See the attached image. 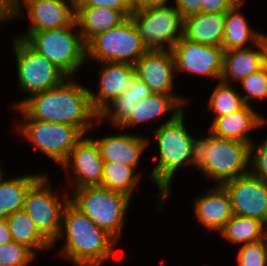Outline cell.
<instances>
[{
  "instance_id": "obj_1",
  "label": "cell",
  "mask_w": 267,
  "mask_h": 266,
  "mask_svg": "<svg viewBox=\"0 0 267 266\" xmlns=\"http://www.w3.org/2000/svg\"><path fill=\"white\" fill-rule=\"evenodd\" d=\"M13 109L21 114V119L73 125L84 135L103 123H99V114L91 104L89 87L73 80V77H68L57 87L31 95Z\"/></svg>"
},
{
  "instance_id": "obj_2",
  "label": "cell",
  "mask_w": 267,
  "mask_h": 266,
  "mask_svg": "<svg viewBox=\"0 0 267 266\" xmlns=\"http://www.w3.org/2000/svg\"><path fill=\"white\" fill-rule=\"evenodd\" d=\"M63 237L65 241L58 251L59 256L66 261L71 260L75 266H101L121 254L114 247L117 241L70 201L64 209L61 230L52 249Z\"/></svg>"
},
{
  "instance_id": "obj_3",
  "label": "cell",
  "mask_w": 267,
  "mask_h": 266,
  "mask_svg": "<svg viewBox=\"0 0 267 266\" xmlns=\"http://www.w3.org/2000/svg\"><path fill=\"white\" fill-rule=\"evenodd\" d=\"M186 108L181 112H172L169 119L161 122L155 128L158 158L156 166L149 172V178L154 180L158 187V208L161 210L170 193L173 177L181 167L190 166L192 142L194 135L189 133L185 124Z\"/></svg>"
},
{
  "instance_id": "obj_4",
  "label": "cell",
  "mask_w": 267,
  "mask_h": 266,
  "mask_svg": "<svg viewBox=\"0 0 267 266\" xmlns=\"http://www.w3.org/2000/svg\"><path fill=\"white\" fill-rule=\"evenodd\" d=\"M190 166L222 185L250 172V145L208 132L206 137L193 139Z\"/></svg>"
},
{
  "instance_id": "obj_5",
  "label": "cell",
  "mask_w": 267,
  "mask_h": 266,
  "mask_svg": "<svg viewBox=\"0 0 267 266\" xmlns=\"http://www.w3.org/2000/svg\"><path fill=\"white\" fill-rule=\"evenodd\" d=\"M70 202L84 213L97 227L116 241L122 236L130 197L102 186H87L69 191Z\"/></svg>"
},
{
  "instance_id": "obj_6",
  "label": "cell",
  "mask_w": 267,
  "mask_h": 266,
  "mask_svg": "<svg viewBox=\"0 0 267 266\" xmlns=\"http://www.w3.org/2000/svg\"><path fill=\"white\" fill-rule=\"evenodd\" d=\"M25 41L67 77L74 78L88 62L86 44L76 22L71 26L33 32Z\"/></svg>"
},
{
  "instance_id": "obj_7",
  "label": "cell",
  "mask_w": 267,
  "mask_h": 266,
  "mask_svg": "<svg viewBox=\"0 0 267 266\" xmlns=\"http://www.w3.org/2000/svg\"><path fill=\"white\" fill-rule=\"evenodd\" d=\"M20 91L28 97L20 99L13 105L19 107L27 98L57 87L68 77L54 66L45 56L35 51L25 40L14 37L12 41Z\"/></svg>"
},
{
  "instance_id": "obj_8",
  "label": "cell",
  "mask_w": 267,
  "mask_h": 266,
  "mask_svg": "<svg viewBox=\"0 0 267 266\" xmlns=\"http://www.w3.org/2000/svg\"><path fill=\"white\" fill-rule=\"evenodd\" d=\"M48 173H44L28 189L23 209L35 222L39 232L53 244L60 233L62 217L65 207L70 201L69 189L61 196H57L49 180ZM53 188V189H52Z\"/></svg>"
},
{
  "instance_id": "obj_9",
  "label": "cell",
  "mask_w": 267,
  "mask_h": 266,
  "mask_svg": "<svg viewBox=\"0 0 267 266\" xmlns=\"http://www.w3.org/2000/svg\"><path fill=\"white\" fill-rule=\"evenodd\" d=\"M130 18L147 50H172L183 34V18L175 5L133 9Z\"/></svg>"
},
{
  "instance_id": "obj_10",
  "label": "cell",
  "mask_w": 267,
  "mask_h": 266,
  "mask_svg": "<svg viewBox=\"0 0 267 266\" xmlns=\"http://www.w3.org/2000/svg\"><path fill=\"white\" fill-rule=\"evenodd\" d=\"M147 51L129 17L119 26L94 36L86 44V60L135 64Z\"/></svg>"
},
{
  "instance_id": "obj_11",
  "label": "cell",
  "mask_w": 267,
  "mask_h": 266,
  "mask_svg": "<svg viewBox=\"0 0 267 266\" xmlns=\"http://www.w3.org/2000/svg\"><path fill=\"white\" fill-rule=\"evenodd\" d=\"M23 120V121H22ZM15 125L21 138L61 165L84 134L75 126L36 119H22Z\"/></svg>"
},
{
  "instance_id": "obj_12",
  "label": "cell",
  "mask_w": 267,
  "mask_h": 266,
  "mask_svg": "<svg viewBox=\"0 0 267 266\" xmlns=\"http://www.w3.org/2000/svg\"><path fill=\"white\" fill-rule=\"evenodd\" d=\"M26 9V13L23 11ZM25 13V14H24ZM27 15L29 26L16 37L26 40L33 32L71 26L75 23L72 0H11L10 21Z\"/></svg>"
},
{
  "instance_id": "obj_13",
  "label": "cell",
  "mask_w": 267,
  "mask_h": 266,
  "mask_svg": "<svg viewBox=\"0 0 267 266\" xmlns=\"http://www.w3.org/2000/svg\"><path fill=\"white\" fill-rule=\"evenodd\" d=\"M176 75L188 73L221 79L224 50L221 46H209L185 39L183 36L172 47Z\"/></svg>"
},
{
  "instance_id": "obj_14",
  "label": "cell",
  "mask_w": 267,
  "mask_h": 266,
  "mask_svg": "<svg viewBox=\"0 0 267 266\" xmlns=\"http://www.w3.org/2000/svg\"><path fill=\"white\" fill-rule=\"evenodd\" d=\"M104 161L99 147L92 136L84 135L60 165L65 176H69V187L79 189L87 186H101ZM72 171V172H71Z\"/></svg>"
},
{
  "instance_id": "obj_15",
  "label": "cell",
  "mask_w": 267,
  "mask_h": 266,
  "mask_svg": "<svg viewBox=\"0 0 267 266\" xmlns=\"http://www.w3.org/2000/svg\"><path fill=\"white\" fill-rule=\"evenodd\" d=\"M233 214L255 218L267 226V183L251 172L222 184Z\"/></svg>"
},
{
  "instance_id": "obj_16",
  "label": "cell",
  "mask_w": 267,
  "mask_h": 266,
  "mask_svg": "<svg viewBox=\"0 0 267 266\" xmlns=\"http://www.w3.org/2000/svg\"><path fill=\"white\" fill-rule=\"evenodd\" d=\"M135 75L153 93L174 94L175 62L170 50H148L135 64Z\"/></svg>"
},
{
  "instance_id": "obj_17",
  "label": "cell",
  "mask_w": 267,
  "mask_h": 266,
  "mask_svg": "<svg viewBox=\"0 0 267 266\" xmlns=\"http://www.w3.org/2000/svg\"><path fill=\"white\" fill-rule=\"evenodd\" d=\"M98 91L89 89L93 109L99 114L114 99L122 95L136 76L134 64L120 62L98 63Z\"/></svg>"
},
{
  "instance_id": "obj_18",
  "label": "cell",
  "mask_w": 267,
  "mask_h": 266,
  "mask_svg": "<svg viewBox=\"0 0 267 266\" xmlns=\"http://www.w3.org/2000/svg\"><path fill=\"white\" fill-rule=\"evenodd\" d=\"M92 138L96 141L104 162L113 161L135 170L138 169L141 156L151 141L147 136L128 132Z\"/></svg>"
},
{
  "instance_id": "obj_19",
  "label": "cell",
  "mask_w": 267,
  "mask_h": 266,
  "mask_svg": "<svg viewBox=\"0 0 267 266\" xmlns=\"http://www.w3.org/2000/svg\"><path fill=\"white\" fill-rule=\"evenodd\" d=\"M201 194L193 202L194 217L205 230L219 233L233 216L230 197L222 185Z\"/></svg>"
},
{
  "instance_id": "obj_20",
  "label": "cell",
  "mask_w": 267,
  "mask_h": 266,
  "mask_svg": "<svg viewBox=\"0 0 267 266\" xmlns=\"http://www.w3.org/2000/svg\"><path fill=\"white\" fill-rule=\"evenodd\" d=\"M266 121V117L252 105H245L238 111L217 117L210 123L208 132L221 139H232L251 145L254 141L249 133L266 125Z\"/></svg>"
},
{
  "instance_id": "obj_21",
  "label": "cell",
  "mask_w": 267,
  "mask_h": 266,
  "mask_svg": "<svg viewBox=\"0 0 267 266\" xmlns=\"http://www.w3.org/2000/svg\"><path fill=\"white\" fill-rule=\"evenodd\" d=\"M252 47L224 51L221 81L239 83L264 66L265 36Z\"/></svg>"
},
{
  "instance_id": "obj_22",
  "label": "cell",
  "mask_w": 267,
  "mask_h": 266,
  "mask_svg": "<svg viewBox=\"0 0 267 266\" xmlns=\"http://www.w3.org/2000/svg\"><path fill=\"white\" fill-rule=\"evenodd\" d=\"M226 13H197L183 19L182 36L190 41L221 46L224 37Z\"/></svg>"
},
{
  "instance_id": "obj_23",
  "label": "cell",
  "mask_w": 267,
  "mask_h": 266,
  "mask_svg": "<svg viewBox=\"0 0 267 266\" xmlns=\"http://www.w3.org/2000/svg\"><path fill=\"white\" fill-rule=\"evenodd\" d=\"M246 0L238 1L226 12L224 37L221 47L224 51L236 48H247L257 44L266 34L249 26L248 20L240 8Z\"/></svg>"
},
{
  "instance_id": "obj_24",
  "label": "cell",
  "mask_w": 267,
  "mask_h": 266,
  "mask_svg": "<svg viewBox=\"0 0 267 266\" xmlns=\"http://www.w3.org/2000/svg\"><path fill=\"white\" fill-rule=\"evenodd\" d=\"M188 99L184 96L151 93L148 97L140 100L129 120L121 127L124 131L131 126L155 121L161 115L172 112H181L186 107Z\"/></svg>"
},
{
  "instance_id": "obj_25",
  "label": "cell",
  "mask_w": 267,
  "mask_h": 266,
  "mask_svg": "<svg viewBox=\"0 0 267 266\" xmlns=\"http://www.w3.org/2000/svg\"><path fill=\"white\" fill-rule=\"evenodd\" d=\"M127 18L109 8L75 7V22L85 44L94 36L119 26Z\"/></svg>"
},
{
  "instance_id": "obj_26",
  "label": "cell",
  "mask_w": 267,
  "mask_h": 266,
  "mask_svg": "<svg viewBox=\"0 0 267 266\" xmlns=\"http://www.w3.org/2000/svg\"><path fill=\"white\" fill-rule=\"evenodd\" d=\"M6 220L13 241L28 247L36 256L37 253H46L52 249V244L39 232L35 222L24 209L11 213Z\"/></svg>"
},
{
  "instance_id": "obj_27",
  "label": "cell",
  "mask_w": 267,
  "mask_h": 266,
  "mask_svg": "<svg viewBox=\"0 0 267 266\" xmlns=\"http://www.w3.org/2000/svg\"><path fill=\"white\" fill-rule=\"evenodd\" d=\"M42 174L28 173L0 179V219H6L11 213L23 209L28 189Z\"/></svg>"
},
{
  "instance_id": "obj_28",
  "label": "cell",
  "mask_w": 267,
  "mask_h": 266,
  "mask_svg": "<svg viewBox=\"0 0 267 266\" xmlns=\"http://www.w3.org/2000/svg\"><path fill=\"white\" fill-rule=\"evenodd\" d=\"M219 235L231 244L245 245L264 240L267 226L258 219L233 214Z\"/></svg>"
},
{
  "instance_id": "obj_29",
  "label": "cell",
  "mask_w": 267,
  "mask_h": 266,
  "mask_svg": "<svg viewBox=\"0 0 267 266\" xmlns=\"http://www.w3.org/2000/svg\"><path fill=\"white\" fill-rule=\"evenodd\" d=\"M137 171L130 166L113 161L104 162L101 186L123 193L132 199L133 192L143 176L139 169Z\"/></svg>"
},
{
  "instance_id": "obj_30",
  "label": "cell",
  "mask_w": 267,
  "mask_h": 266,
  "mask_svg": "<svg viewBox=\"0 0 267 266\" xmlns=\"http://www.w3.org/2000/svg\"><path fill=\"white\" fill-rule=\"evenodd\" d=\"M231 85L233 84L219 80L210 94L207 109L209 112H213L214 117L211 123L217 117L238 111L246 105L241 96L242 92H238L239 90H236L235 86Z\"/></svg>"
},
{
  "instance_id": "obj_31",
  "label": "cell",
  "mask_w": 267,
  "mask_h": 266,
  "mask_svg": "<svg viewBox=\"0 0 267 266\" xmlns=\"http://www.w3.org/2000/svg\"><path fill=\"white\" fill-rule=\"evenodd\" d=\"M139 102V98L132 97H117L110 104H108L99 113V122L106 121L112 128L118 127V130L129 120L130 116L133 114L134 109Z\"/></svg>"
},
{
  "instance_id": "obj_32",
  "label": "cell",
  "mask_w": 267,
  "mask_h": 266,
  "mask_svg": "<svg viewBox=\"0 0 267 266\" xmlns=\"http://www.w3.org/2000/svg\"><path fill=\"white\" fill-rule=\"evenodd\" d=\"M35 259L28 247L15 241L0 245V266H29Z\"/></svg>"
},
{
  "instance_id": "obj_33",
  "label": "cell",
  "mask_w": 267,
  "mask_h": 266,
  "mask_svg": "<svg viewBox=\"0 0 267 266\" xmlns=\"http://www.w3.org/2000/svg\"><path fill=\"white\" fill-rule=\"evenodd\" d=\"M245 95H241L246 105L256 99H267V69L263 66L240 81Z\"/></svg>"
},
{
  "instance_id": "obj_34",
  "label": "cell",
  "mask_w": 267,
  "mask_h": 266,
  "mask_svg": "<svg viewBox=\"0 0 267 266\" xmlns=\"http://www.w3.org/2000/svg\"><path fill=\"white\" fill-rule=\"evenodd\" d=\"M237 266H267V237L264 240L240 245Z\"/></svg>"
},
{
  "instance_id": "obj_35",
  "label": "cell",
  "mask_w": 267,
  "mask_h": 266,
  "mask_svg": "<svg viewBox=\"0 0 267 266\" xmlns=\"http://www.w3.org/2000/svg\"><path fill=\"white\" fill-rule=\"evenodd\" d=\"M250 145V172L267 183V137Z\"/></svg>"
},
{
  "instance_id": "obj_36",
  "label": "cell",
  "mask_w": 267,
  "mask_h": 266,
  "mask_svg": "<svg viewBox=\"0 0 267 266\" xmlns=\"http://www.w3.org/2000/svg\"><path fill=\"white\" fill-rule=\"evenodd\" d=\"M75 7H97L109 8L120 11L126 18L133 12L132 0H80L75 3Z\"/></svg>"
},
{
  "instance_id": "obj_37",
  "label": "cell",
  "mask_w": 267,
  "mask_h": 266,
  "mask_svg": "<svg viewBox=\"0 0 267 266\" xmlns=\"http://www.w3.org/2000/svg\"><path fill=\"white\" fill-rule=\"evenodd\" d=\"M240 0H202L201 13H226Z\"/></svg>"
},
{
  "instance_id": "obj_38",
  "label": "cell",
  "mask_w": 267,
  "mask_h": 266,
  "mask_svg": "<svg viewBox=\"0 0 267 266\" xmlns=\"http://www.w3.org/2000/svg\"><path fill=\"white\" fill-rule=\"evenodd\" d=\"M151 93L153 92L150 90V88L141 79L135 76L127 90L120 95V97L139 98L140 101L148 97Z\"/></svg>"
},
{
  "instance_id": "obj_39",
  "label": "cell",
  "mask_w": 267,
  "mask_h": 266,
  "mask_svg": "<svg viewBox=\"0 0 267 266\" xmlns=\"http://www.w3.org/2000/svg\"><path fill=\"white\" fill-rule=\"evenodd\" d=\"M202 0H174L173 4L184 19L190 15L201 13Z\"/></svg>"
},
{
  "instance_id": "obj_40",
  "label": "cell",
  "mask_w": 267,
  "mask_h": 266,
  "mask_svg": "<svg viewBox=\"0 0 267 266\" xmlns=\"http://www.w3.org/2000/svg\"><path fill=\"white\" fill-rule=\"evenodd\" d=\"M170 4L169 0H132L134 9H145L149 7L165 6Z\"/></svg>"
},
{
  "instance_id": "obj_41",
  "label": "cell",
  "mask_w": 267,
  "mask_h": 266,
  "mask_svg": "<svg viewBox=\"0 0 267 266\" xmlns=\"http://www.w3.org/2000/svg\"><path fill=\"white\" fill-rule=\"evenodd\" d=\"M13 241L6 219H0V245Z\"/></svg>"
},
{
  "instance_id": "obj_42",
  "label": "cell",
  "mask_w": 267,
  "mask_h": 266,
  "mask_svg": "<svg viewBox=\"0 0 267 266\" xmlns=\"http://www.w3.org/2000/svg\"><path fill=\"white\" fill-rule=\"evenodd\" d=\"M11 15V0H0V20L9 22Z\"/></svg>"
},
{
  "instance_id": "obj_43",
  "label": "cell",
  "mask_w": 267,
  "mask_h": 266,
  "mask_svg": "<svg viewBox=\"0 0 267 266\" xmlns=\"http://www.w3.org/2000/svg\"><path fill=\"white\" fill-rule=\"evenodd\" d=\"M264 66L267 69V33L265 35V53H264Z\"/></svg>"
},
{
  "instance_id": "obj_44",
  "label": "cell",
  "mask_w": 267,
  "mask_h": 266,
  "mask_svg": "<svg viewBox=\"0 0 267 266\" xmlns=\"http://www.w3.org/2000/svg\"><path fill=\"white\" fill-rule=\"evenodd\" d=\"M2 165H0V179L3 177V176H6L4 175V171L2 170Z\"/></svg>"
}]
</instances>
